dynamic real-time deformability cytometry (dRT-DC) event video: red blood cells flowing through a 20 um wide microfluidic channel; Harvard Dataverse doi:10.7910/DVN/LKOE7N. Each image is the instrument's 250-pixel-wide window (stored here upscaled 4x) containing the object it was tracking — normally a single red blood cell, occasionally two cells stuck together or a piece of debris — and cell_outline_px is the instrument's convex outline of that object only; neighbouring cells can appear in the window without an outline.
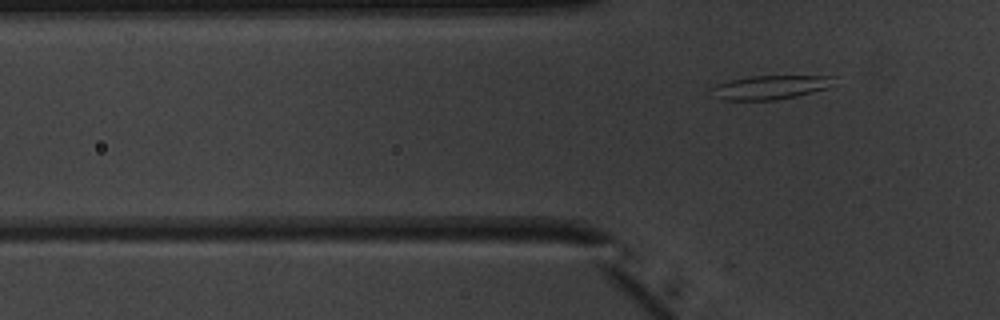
{"species": "common noctule bat (a hibernating species)", "species_latin": "Nyctalus noctula", "temperature_condition": "warm", "stored_images_in_passage": 6, "camera_frame_rate_fps": 3000, "um_per_image_px": 0.085, "animal": {"sex": "male", "body_mass_g": 20.1, "forearm_length_mm": 53.5}, "frame": {"image": 1, "passage_image": 6, "time_ms": 1.667, "image_size_px": [1000, 320], "cell_outline_px": [[836, 76], [828, 88], [796, 96], [772, 100], [724, 100], [716, 96], [708, 88], [716, 84], [728, 80], [752, 76]], "centroid_in_image_um": [65.42, 7.41], "position_along_channel_um": 60.4, "area_um2": 16.94}}